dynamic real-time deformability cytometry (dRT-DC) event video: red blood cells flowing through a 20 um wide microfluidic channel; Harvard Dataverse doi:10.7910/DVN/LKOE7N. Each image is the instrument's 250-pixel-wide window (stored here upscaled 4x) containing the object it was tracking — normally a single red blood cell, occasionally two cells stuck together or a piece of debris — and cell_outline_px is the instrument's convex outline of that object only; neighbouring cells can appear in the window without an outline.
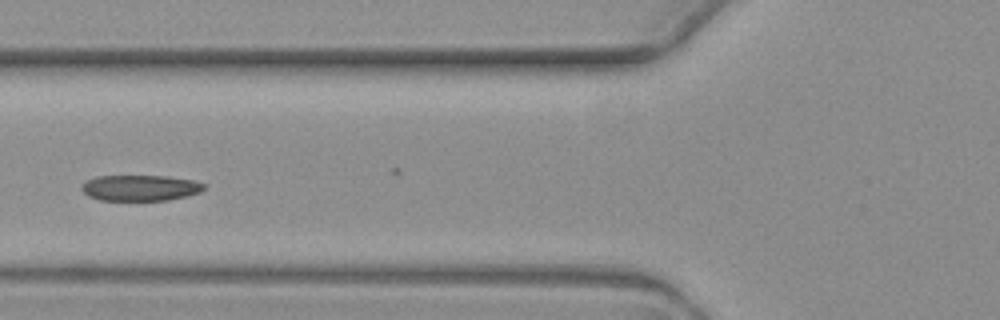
{"species": "common noctule bat (a hibernating species)", "species_latin": "Nyctalus noctula", "temperature_condition": "warm", "stored_images_in_passage": 3, "camera_frame_rate_fps": 3000, "um_per_image_px": 0.085, "animal": {"sex": "female", "body_mass_g": 19.3, "forearm_length_mm": 54.1}, "frame": {"image": 1, "passage_image": 3, "time_ms": 2.333, "image_size_px": [1000, 320], "cell_outline_px": [[208, 184], [200, 192], [168, 200], [100, 200], [88, 196], [80, 188], [80, 184], [96, 176], [168, 176], [192, 180]], "centroid_in_image_um": [11.9, 15.96], "position_along_channel_um": 113.9, "area_um2": 18.44}}